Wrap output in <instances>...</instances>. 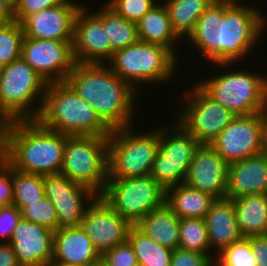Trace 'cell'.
<instances>
[{
	"label": "cell",
	"instance_id": "obj_1",
	"mask_svg": "<svg viewBox=\"0 0 267 266\" xmlns=\"http://www.w3.org/2000/svg\"><path fill=\"white\" fill-rule=\"evenodd\" d=\"M261 12L250 3L213 2L199 16L185 43L190 41L208 63H234V67L237 61L251 57L267 28V17Z\"/></svg>",
	"mask_w": 267,
	"mask_h": 266
},
{
	"label": "cell",
	"instance_id": "obj_33",
	"mask_svg": "<svg viewBox=\"0 0 267 266\" xmlns=\"http://www.w3.org/2000/svg\"><path fill=\"white\" fill-rule=\"evenodd\" d=\"M24 37L21 23L0 24V68L21 58Z\"/></svg>",
	"mask_w": 267,
	"mask_h": 266
},
{
	"label": "cell",
	"instance_id": "obj_31",
	"mask_svg": "<svg viewBox=\"0 0 267 266\" xmlns=\"http://www.w3.org/2000/svg\"><path fill=\"white\" fill-rule=\"evenodd\" d=\"M178 248L207 254L213 261L217 256L211 252L206 224L201 218L180 219Z\"/></svg>",
	"mask_w": 267,
	"mask_h": 266
},
{
	"label": "cell",
	"instance_id": "obj_13",
	"mask_svg": "<svg viewBox=\"0 0 267 266\" xmlns=\"http://www.w3.org/2000/svg\"><path fill=\"white\" fill-rule=\"evenodd\" d=\"M21 58L46 83L64 82L75 65L72 42L24 37Z\"/></svg>",
	"mask_w": 267,
	"mask_h": 266
},
{
	"label": "cell",
	"instance_id": "obj_18",
	"mask_svg": "<svg viewBox=\"0 0 267 266\" xmlns=\"http://www.w3.org/2000/svg\"><path fill=\"white\" fill-rule=\"evenodd\" d=\"M228 164L210 144H200L193 155L184 183L210 194L226 198Z\"/></svg>",
	"mask_w": 267,
	"mask_h": 266
},
{
	"label": "cell",
	"instance_id": "obj_15",
	"mask_svg": "<svg viewBox=\"0 0 267 266\" xmlns=\"http://www.w3.org/2000/svg\"><path fill=\"white\" fill-rule=\"evenodd\" d=\"M45 196L56 209L60 227L80 226L86 209L98 195L58 174L43 175Z\"/></svg>",
	"mask_w": 267,
	"mask_h": 266
},
{
	"label": "cell",
	"instance_id": "obj_5",
	"mask_svg": "<svg viewBox=\"0 0 267 266\" xmlns=\"http://www.w3.org/2000/svg\"><path fill=\"white\" fill-rule=\"evenodd\" d=\"M220 71L196 83L209 97L235 116H248L267 110V75L236 68L233 63H215ZM238 69V70H237ZM224 71V73H223ZM228 71V72H227Z\"/></svg>",
	"mask_w": 267,
	"mask_h": 266
},
{
	"label": "cell",
	"instance_id": "obj_30",
	"mask_svg": "<svg viewBox=\"0 0 267 266\" xmlns=\"http://www.w3.org/2000/svg\"><path fill=\"white\" fill-rule=\"evenodd\" d=\"M127 241L141 266H170L173 250L157 243L135 225L131 227Z\"/></svg>",
	"mask_w": 267,
	"mask_h": 266
},
{
	"label": "cell",
	"instance_id": "obj_50",
	"mask_svg": "<svg viewBox=\"0 0 267 266\" xmlns=\"http://www.w3.org/2000/svg\"><path fill=\"white\" fill-rule=\"evenodd\" d=\"M160 1V3H163V4H165L166 2H169V1H171V0H159Z\"/></svg>",
	"mask_w": 267,
	"mask_h": 266
},
{
	"label": "cell",
	"instance_id": "obj_34",
	"mask_svg": "<svg viewBox=\"0 0 267 266\" xmlns=\"http://www.w3.org/2000/svg\"><path fill=\"white\" fill-rule=\"evenodd\" d=\"M214 262L218 266H257V259L246 237L224 248Z\"/></svg>",
	"mask_w": 267,
	"mask_h": 266
},
{
	"label": "cell",
	"instance_id": "obj_48",
	"mask_svg": "<svg viewBox=\"0 0 267 266\" xmlns=\"http://www.w3.org/2000/svg\"><path fill=\"white\" fill-rule=\"evenodd\" d=\"M215 3H238L239 0H212Z\"/></svg>",
	"mask_w": 267,
	"mask_h": 266
},
{
	"label": "cell",
	"instance_id": "obj_11",
	"mask_svg": "<svg viewBox=\"0 0 267 266\" xmlns=\"http://www.w3.org/2000/svg\"><path fill=\"white\" fill-rule=\"evenodd\" d=\"M100 197L135 225L152 210L165 204L166 190L150 175L108 179Z\"/></svg>",
	"mask_w": 267,
	"mask_h": 266
},
{
	"label": "cell",
	"instance_id": "obj_37",
	"mask_svg": "<svg viewBox=\"0 0 267 266\" xmlns=\"http://www.w3.org/2000/svg\"><path fill=\"white\" fill-rule=\"evenodd\" d=\"M60 4L82 3L76 0H13L14 21L21 23L27 16Z\"/></svg>",
	"mask_w": 267,
	"mask_h": 266
},
{
	"label": "cell",
	"instance_id": "obj_28",
	"mask_svg": "<svg viewBox=\"0 0 267 266\" xmlns=\"http://www.w3.org/2000/svg\"><path fill=\"white\" fill-rule=\"evenodd\" d=\"M212 3V0H171L164 4L172 29L183 42L193 32L199 16Z\"/></svg>",
	"mask_w": 267,
	"mask_h": 266
},
{
	"label": "cell",
	"instance_id": "obj_2",
	"mask_svg": "<svg viewBox=\"0 0 267 266\" xmlns=\"http://www.w3.org/2000/svg\"><path fill=\"white\" fill-rule=\"evenodd\" d=\"M65 82L111 130L134 126L138 94L107 64L75 63Z\"/></svg>",
	"mask_w": 267,
	"mask_h": 266
},
{
	"label": "cell",
	"instance_id": "obj_44",
	"mask_svg": "<svg viewBox=\"0 0 267 266\" xmlns=\"http://www.w3.org/2000/svg\"><path fill=\"white\" fill-rule=\"evenodd\" d=\"M11 119L0 109V155H2L7 146L8 130Z\"/></svg>",
	"mask_w": 267,
	"mask_h": 266
},
{
	"label": "cell",
	"instance_id": "obj_45",
	"mask_svg": "<svg viewBox=\"0 0 267 266\" xmlns=\"http://www.w3.org/2000/svg\"><path fill=\"white\" fill-rule=\"evenodd\" d=\"M14 21L13 0H0V24Z\"/></svg>",
	"mask_w": 267,
	"mask_h": 266
},
{
	"label": "cell",
	"instance_id": "obj_17",
	"mask_svg": "<svg viewBox=\"0 0 267 266\" xmlns=\"http://www.w3.org/2000/svg\"><path fill=\"white\" fill-rule=\"evenodd\" d=\"M80 226L102 255L114 246L126 242L133 224L98 196L86 209Z\"/></svg>",
	"mask_w": 267,
	"mask_h": 266
},
{
	"label": "cell",
	"instance_id": "obj_46",
	"mask_svg": "<svg viewBox=\"0 0 267 266\" xmlns=\"http://www.w3.org/2000/svg\"><path fill=\"white\" fill-rule=\"evenodd\" d=\"M261 154L267 157V110L262 112Z\"/></svg>",
	"mask_w": 267,
	"mask_h": 266
},
{
	"label": "cell",
	"instance_id": "obj_26",
	"mask_svg": "<svg viewBox=\"0 0 267 266\" xmlns=\"http://www.w3.org/2000/svg\"><path fill=\"white\" fill-rule=\"evenodd\" d=\"M232 202L243 237L267 235V194L244 195Z\"/></svg>",
	"mask_w": 267,
	"mask_h": 266
},
{
	"label": "cell",
	"instance_id": "obj_49",
	"mask_svg": "<svg viewBox=\"0 0 267 266\" xmlns=\"http://www.w3.org/2000/svg\"><path fill=\"white\" fill-rule=\"evenodd\" d=\"M50 266H80V265H50Z\"/></svg>",
	"mask_w": 267,
	"mask_h": 266
},
{
	"label": "cell",
	"instance_id": "obj_38",
	"mask_svg": "<svg viewBox=\"0 0 267 266\" xmlns=\"http://www.w3.org/2000/svg\"><path fill=\"white\" fill-rule=\"evenodd\" d=\"M108 266H135L136 255L128 241L116 245L101 255Z\"/></svg>",
	"mask_w": 267,
	"mask_h": 266
},
{
	"label": "cell",
	"instance_id": "obj_29",
	"mask_svg": "<svg viewBox=\"0 0 267 266\" xmlns=\"http://www.w3.org/2000/svg\"><path fill=\"white\" fill-rule=\"evenodd\" d=\"M93 13L103 22L104 28L107 29L108 38L111 41L112 56L115 51L123 49L133 43H136L138 39L137 24L125 20L121 16L117 15L106 4L98 6Z\"/></svg>",
	"mask_w": 267,
	"mask_h": 266
},
{
	"label": "cell",
	"instance_id": "obj_12",
	"mask_svg": "<svg viewBox=\"0 0 267 266\" xmlns=\"http://www.w3.org/2000/svg\"><path fill=\"white\" fill-rule=\"evenodd\" d=\"M188 90L183 94V103L178 104L181 108L176 110L175 119L200 144H210L236 116L209 97L196 83Z\"/></svg>",
	"mask_w": 267,
	"mask_h": 266
},
{
	"label": "cell",
	"instance_id": "obj_19",
	"mask_svg": "<svg viewBox=\"0 0 267 266\" xmlns=\"http://www.w3.org/2000/svg\"><path fill=\"white\" fill-rule=\"evenodd\" d=\"M54 231L20 219L9 243L20 266H50L53 255Z\"/></svg>",
	"mask_w": 267,
	"mask_h": 266
},
{
	"label": "cell",
	"instance_id": "obj_36",
	"mask_svg": "<svg viewBox=\"0 0 267 266\" xmlns=\"http://www.w3.org/2000/svg\"><path fill=\"white\" fill-rule=\"evenodd\" d=\"M158 0H109L105 4L125 20L137 23Z\"/></svg>",
	"mask_w": 267,
	"mask_h": 266
},
{
	"label": "cell",
	"instance_id": "obj_47",
	"mask_svg": "<svg viewBox=\"0 0 267 266\" xmlns=\"http://www.w3.org/2000/svg\"><path fill=\"white\" fill-rule=\"evenodd\" d=\"M89 266H108L107 263L100 257L98 260L92 262Z\"/></svg>",
	"mask_w": 267,
	"mask_h": 266
},
{
	"label": "cell",
	"instance_id": "obj_39",
	"mask_svg": "<svg viewBox=\"0 0 267 266\" xmlns=\"http://www.w3.org/2000/svg\"><path fill=\"white\" fill-rule=\"evenodd\" d=\"M213 262L207 254L175 248L170 266H211Z\"/></svg>",
	"mask_w": 267,
	"mask_h": 266
},
{
	"label": "cell",
	"instance_id": "obj_8",
	"mask_svg": "<svg viewBox=\"0 0 267 266\" xmlns=\"http://www.w3.org/2000/svg\"><path fill=\"white\" fill-rule=\"evenodd\" d=\"M46 86L45 80L19 58L0 68V109L12 121L35 120L43 107Z\"/></svg>",
	"mask_w": 267,
	"mask_h": 266
},
{
	"label": "cell",
	"instance_id": "obj_9",
	"mask_svg": "<svg viewBox=\"0 0 267 266\" xmlns=\"http://www.w3.org/2000/svg\"><path fill=\"white\" fill-rule=\"evenodd\" d=\"M60 174L98 196L108 180V136H68Z\"/></svg>",
	"mask_w": 267,
	"mask_h": 266
},
{
	"label": "cell",
	"instance_id": "obj_10",
	"mask_svg": "<svg viewBox=\"0 0 267 266\" xmlns=\"http://www.w3.org/2000/svg\"><path fill=\"white\" fill-rule=\"evenodd\" d=\"M174 121L160 126V146L150 173L165 190L184 183L194 152L200 145L178 121Z\"/></svg>",
	"mask_w": 267,
	"mask_h": 266
},
{
	"label": "cell",
	"instance_id": "obj_14",
	"mask_svg": "<svg viewBox=\"0 0 267 266\" xmlns=\"http://www.w3.org/2000/svg\"><path fill=\"white\" fill-rule=\"evenodd\" d=\"M262 112L236 116L210 143L227 163L261 154Z\"/></svg>",
	"mask_w": 267,
	"mask_h": 266
},
{
	"label": "cell",
	"instance_id": "obj_21",
	"mask_svg": "<svg viewBox=\"0 0 267 266\" xmlns=\"http://www.w3.org/2000/svg\"><path fill=\"white\" fill-rule=\"evenodd\" d=\"M100 257L81 226L60 227L54 231L51 265L89 266Z\"/></svg>",
	"mask_w": 267,
	"mask_h": 266
},
{
	"label": "cell",
	"instance_id": "obj_4",
	"mask_svg": "<svg viewBox=\"0 0 267 266\" xmlns=\"http://www.w3.org/2000/svg\"><path fill=\"white\" fill-rule=\"evenodd\" d=\"M37 120L45 128L68 136H109L112 131L65 81L47 83Z\"/></svg>",
	"mask_w": 267,
	"mask_h": 266
},
{
	"label": "cell",
	"instance_id": "obj_6",
	"mask_svg": "<svg viewBox=\"0 0 267 266\" xmlns=\"http://www.w3.org/2000/svg\"><path fill=\"white\" fill-rule=\"evenodd\" d=\"M178 59L169 48L138 40L115 51L107 65L139 92L138 86L145 83L170 82L181 68Z\"/></svg>",
	"mask_w": 267,
	"mask_h": 266
},
{
	"label": "cell",
	"instance_id": "obj_23",
	"mask_svg": "<svg viewBox=\"0 0 267 266\" xmlns=\"http://www.w3.org/2000/svg\"><path fill=\"white\" fill-rule=\"evenodd\" d=\"M211 250L219 254L243 238L236 222L232 199H216L204 218Z\"/></svg>",
	"mask_w": 267,
	"mask_h": 266
},
{
	"label": "cell",
	"instance_id": "obj_16",
	"mask_svg": "<svg viewBox=\"0 0 267 266\" xmlns=\"http://www.w3.org/2000/svg\"><path fill=\"white\" fill-rule=\"evenodd\" d=\"M89 9L84 4L75 17L73 56L76 63L107 64L112 58L111 41L103 22Z\"/></svg>",
	"mask_w": 267,
	"mask_h": 266
},
{
	"label": "cell",
	"instance_id": "obj_24",
	"mask_svg": "<svg viewBox=\"0 0 267 266\" xmlns=\"http://www.w3.org/2000/svg\"><path fill=\"white\" fill-rule=\"evenodd\" d=\"M158 3L136 23L138 39L169 48L179 57L180 51L177 52V49L181 39L172 29L166 6L159 1Z\"/></svg>",
	"mask_w": 267,
	"mask_h": 266
},
{
	"label": "cell",
	"instance_id": "obj_51",
	"mask_svg": "<svg viewBox=\"0 0 267 266\" xmlns=\"http://www.w3.org/2000/svg\"><path fill=\"white\" fill-rule=\"evenodd\" d=\"M211 266H218V265L215 262H213Z\"/></svg>",
	"mask_w": 267,
	"mask_h": 266
},
{
	"label": "cell",
	"instance_id": "obj_20",
	"mask_svg": "<svg viewBox=\"0 0 267 266\" xmlns=\"http://www.w3.org/2000/svg\"><path fill=\"white\" fill-rule=\"evenodd\" d=\"M84 4H60L27 16L22 22L25 37L73 41L74 21Z\"/></svg>",
	"mask_w": 267,
	"mask_h": 266
},
{
	"label": "cell",
	"instance_id": "obj_41",
	"mask_svg": "<svg viewBox=\"0 0 267 266\" xmlns=\"http://www.w3.org/2000/svg\"><path fill=\"white\" fill-rule=\"evenodd\" d=\"M12 204V166L0 155V207Z\"/></svg>",
	"mask_w": 267,
	"mask_h": 266
},
{
	"label": "cell",
	"instance_id": "obj_32",
	"mask_svg": "<svg viewBox=\"0 0 267 266\" xmlns=\"http://www.w3.org/2000/svg\"><path fill=\"white\" fill-rule=\"evenodd\" d=\"M13 204L21 210L45 197L43 175L31 174L12 167Z\"/></svg>",
	"mask_w": 267,
	"mask_h": 266
},
{
	"label": "cell",
	"instance_id": "obj_22",
	"mask_svg": "<svg viewBox=\"0 0 267 266\" xmlns=\"http://www.w3.org/2000/svg\"><path fill=\"white\" fill-rule=\"evenodd\" d=\"M267 194V157L259 154L228 164L226 198Z\"/></svg>",
	"mask_w": 267,
	"mask_h": 266
},
{
	"label": "cell",
	"instance_id": "obj_40",
	"mask_svg": "<svg viewBox=\"0 0 267 266\" xmlns=\"http://www.w3.org/2000/svg\"><path fill=\"white\" fill-rule=\"evenodd\" d=\"M21 218V211L14 204L0 207V237L2 239L0 242L10 241Z\"/></svg>",
	"mask_w": 267,
	"mask_h": 266
},
{
	"label": "cell",
	"instance_id": "obj_27",
	"mask_svg": "<svg viewBox=\"0 0 267 266\" xmlns=\"http://www.w3.org/2000/svg\"><path fill=\"white\" fill-rule=\"evenodd\" d=\"M180 218L166 205L152 210L135 226L145 235L171 250L178 248Z\"/></svg>",
	"mask_w": 267,
	"mask_h": 266
},
{
	"label": "cell",
	"instance_id": "obj_43",
	"mask_svg": "<svg viewBox=\"0 0 267 266\" xmlns=\"http://www.w3.org/2000/svg\"><path fill=\"white\" fill-rule=\"evenodd\" d=\"M0 266H20L13 247L9 242H0Z\"/></svg>",
	"mask_w": 267,
	"mask_h": 266
},
{
	"label": "cell",
	"instance_id": "obj_35",
	"mask_svg": "<svg viewBox=\"0 0 267 266\" xmlns=\"http://www.w3.org/2000/svg\"><path fill=\"white\" fill-rule=\"evenodd\" d=\"M20 211L22 219L28 222L37 223L53 231L59 228L56 209L46 196L38 201L29 203Z\"/></svg>",
	"mask_w": 267,
	"mask_h": 266
},
{
	"label": "cell",
	"instance_id": "obj_3",
	"mask_svg": "<svg viewBox=\"0 0 267 266\" xmlns=\"http://www.w3.org/2000/svg\"><path fill=\"white\" fill-rule=\"evenodd\" d=\"M66 135L45 128L37 119L11 121L1 155L16 170L40 175L60 173Z\"/></svg>",
	"mask_w": 267,
	"mask_h": 266
},
{
	"label": "cell",
	"instance_id": "obj_25",
	"mask_svg": "<svg viewBox=\"0 0 267 266\" xmlns=\"http://www.w3.org/2000/svg\"><path fill=\"white\" fill-rule=\"evenodd\" d=\"M216 198L181 183L166 189L165 204L180 218L204 219Z\"/></svg>",
	"mask_w": 267,
	"mask_h": 266
},
{
	"label": "cell",
	"instance_id": "obj_7",
	"mask_svg": "<svg viewBox=\"0 0 267 266\" xmlns=\"http://www.w3.org/2000/svg\"><path fill=\"white\" fill-rule=\"evenodd\" d=\"M130 126L108 136V179L149 176L160 146V126L138 131Z\"/></svg>",
	"mask_w": 267,
	"mask_h": 266
},
{
	"label": "cell",
	"instance_id": "obj_42",
	"mask_svg": "<svg viewBox=\"0 0 267 266\" xmlns=\"http://www.w3.org/2000/svg\"><path fill=\"white\" fill-rule=\"evenodd\" d=\"M252 247L257 266H267V235L246 237Z\"/></svg>",
	"mask_w": 267,
	"mask_h": 266
}]
</instances>
